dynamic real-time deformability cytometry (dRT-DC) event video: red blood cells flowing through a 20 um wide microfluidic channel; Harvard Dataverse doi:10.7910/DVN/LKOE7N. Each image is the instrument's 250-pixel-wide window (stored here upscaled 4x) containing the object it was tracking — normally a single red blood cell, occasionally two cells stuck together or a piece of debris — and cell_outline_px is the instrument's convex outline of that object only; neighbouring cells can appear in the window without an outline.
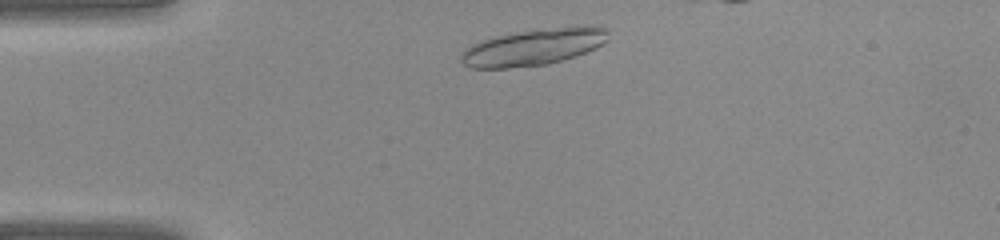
{"species": "common noctule bat (a hibernating species)", "species_latin": "Nyctalus noctula", "temperature_condition": "warm", "stored_images_in_passage": 28, "camera_frame_rate_fps": 3000, "um_per_image_px": 0.085, "animal": {"sex": "female", "body_mass_g": 22.0, "forearm_length_mm": 56.7}, "frame": {"image": 1, "passage_image": 2, "time_ms": 0.333, "image_size_px": [1000, 240], "cell_outline_px": [[608, 40], [596, 48], [576, 56], [548, 64], [508, 68], [472, 68], [464, 64], [460, 60], [460, 56], [472, 44], [484, 40], [500, 36], [520, 32], [584, 24], [604, 28], [608, 32]], "centroid_in_image_um": [45.41, 4.01], "position_along_channel_um": 39.6, "area_um2": 30.98}}